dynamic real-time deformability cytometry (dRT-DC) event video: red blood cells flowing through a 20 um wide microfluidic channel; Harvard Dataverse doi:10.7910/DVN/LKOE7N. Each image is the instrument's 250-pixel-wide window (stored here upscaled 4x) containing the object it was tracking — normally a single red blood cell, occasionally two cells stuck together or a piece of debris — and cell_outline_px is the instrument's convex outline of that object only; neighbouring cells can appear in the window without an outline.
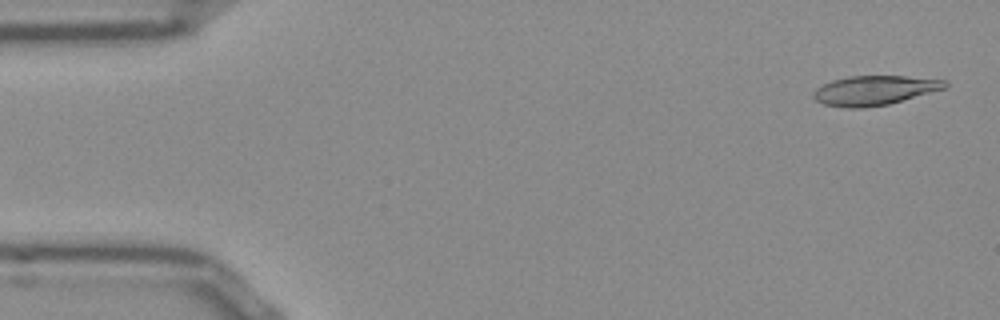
{"species": "Egyptian fruit bat (a non-hibernating species)", "species_latin": "Rousettus aegyptiacus", "temperature_condition": "room temperature", "stored_images_in_passage": 52, "camera_frame_rate_fps": 3000, "um_per_image_px": 0.085, "frame": {"image": 1, "passage_image": 2, "time_ms": 0.333, "image_size_px": [1000, 320], "cell_outline_px": [[948, 84], [944, 88], [888, 104], [864, 108], [848, 108], [824, 104], [816, 100], [812, 96], [812, 92], [816, 88], [832, 80], [848, 76], [904, 76], [948, 80]], "centroid_in_image_um": [74.29, 7.68], "position_along_channel_um": 10.7, "area_um2": 22.43}}
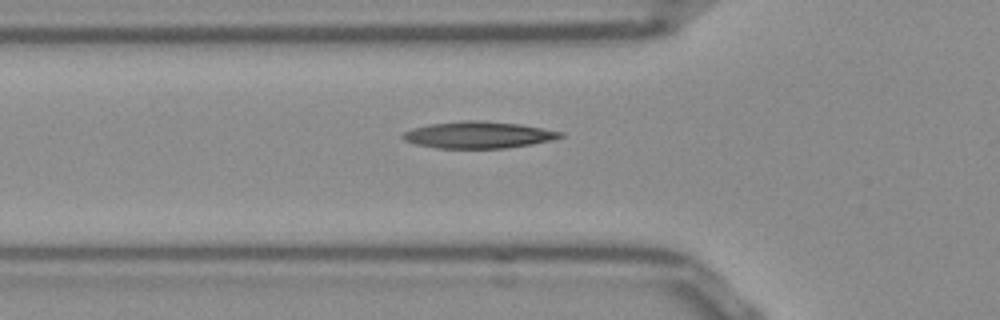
{"frame": {"image": 2, "passage_image": 17, "time_ms": 5.333, "image_size_px": [1000, 320], "cell_outline_px": [[564, 136], [552, 140], [532, 144], [504, 148], [436, 148], [416, 144], [404, 140], [400, 136], [404, 132], [412, 128], [428, 124], [460, 120], [484, 120], [520, 124], [564, 132]], "centroid_in_image_um": [40.65, 11.45], "position_along_channel_um": 85.2, "area_um2": 24.74}}
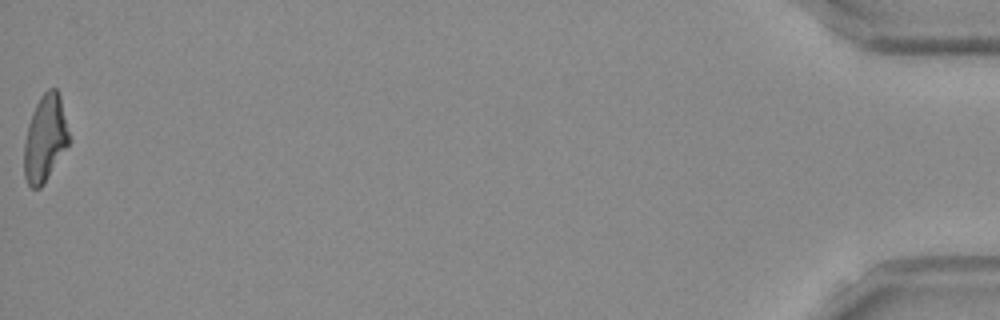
{"frame": {"image": 3, "passage_image": 52, "time_ms": 17.0, "image_size_px": [1000, 320], "cell_outline_px": [[72, 140], [44, 184], [40, 188], [32, 188], [28, 184], [24, 176], [24, 144], [28, 124], [32, 112], [40, 96], [48, 88], [56, 88], [60, 96]], "centroid_in_image_um": [3.86, 11.77], "position_along_channel_um": 431.3, "area_um2": 23.0}, "authors_computed_cell_mechanics": {"area_um2": 23.0333, "velocity_mm_per_s": 3.8597, "shape_relaxation_time_tau1_ms": null, "shape_relaxation_time_tau2_ms": 3.9522, "deformation_change_tau1": null, "deformation_change_tau2": 0.149}}